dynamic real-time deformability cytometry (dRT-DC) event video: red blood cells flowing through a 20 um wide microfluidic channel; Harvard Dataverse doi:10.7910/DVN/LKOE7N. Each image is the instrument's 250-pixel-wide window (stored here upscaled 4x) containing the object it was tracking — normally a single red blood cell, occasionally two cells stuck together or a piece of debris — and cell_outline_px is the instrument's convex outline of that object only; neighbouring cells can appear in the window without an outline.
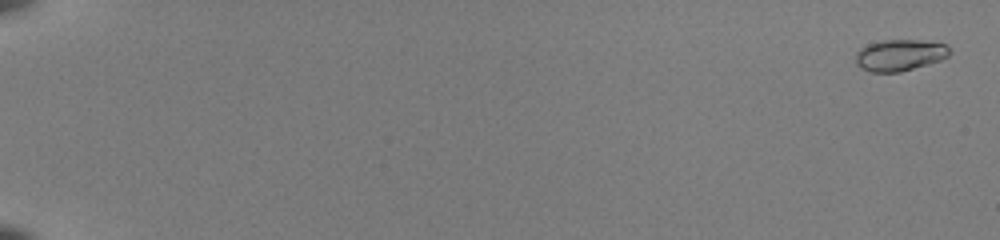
{"species": "common noctule bat (a hibernating species)", "species_latin": "Nyctalus noctula", "temperature_condition": "room temperature", "stored_images_in_passage": 55, "camera_frame_rate_fps": 3000, "um_per_image_px": 0.085, "animal": {"sex": "female", "body_mass_g": 22.0, "forearm_length_mm": 56.7}, "frame": {"image": 1, "passage_image": 2, "time_ms": 0.333, "image_size_px": [1000, 240], "cell_outline_px": [[952, 52], [948, 56], [940, 60], [928, 64], [900, 72], [872, 72], [860, 68], [856, 64], [856, 52], [860, 48], [868, 44], [884, 40], [920, 40], [948, 44]], "centroid_in_image_um": [76.5, 4.68], "position_along_channel_um": 8.5, "area_um2": 17.34}}
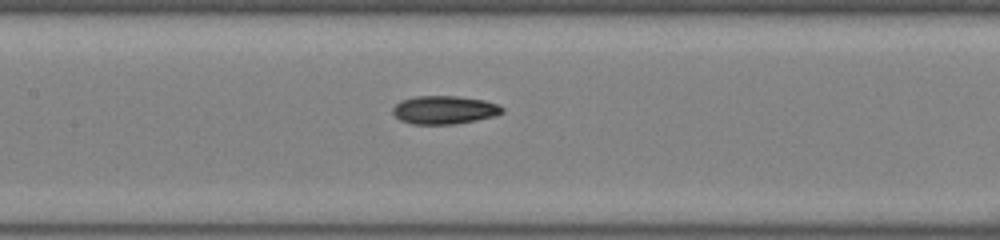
{"frame": {"image": 2, "passage_image": 30, "time_ms": 9.667, "image_size_px": [1000, 240], "cell_outline_px": [[504, 112], [496, 116], [456, 124], [412, 124], [400, 120], [392, 112], [392, 108], [400, 100], [416, 96], [456, 96], [484, 100], [500, 104], [504, 108]], "centroid_in_image_um": [37.79, 9.34], "position_along_channel_um": 169.6, "area_um2": 18.21}}
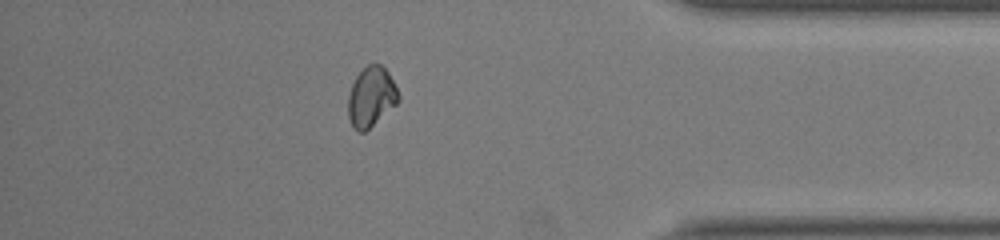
{"frame": {"image": 3, "passage_image": 49, "time_ms": 16.0, "image_size_px": [1000, 240], "cell_outline_px": [[400, 100], [396, 104], [364, 132], [356, 132], [348, 116], [348, 96], [352, 84], [356, 76], [368, 64], [380, 64], [388, 72], [400, 96]], "centroid_in_image_um": [31.54, 8.23], "position_along_channel_um": 403.7, "area_um2": 17.28}, "authors_computed_cell_mechanics": {"area_um2": 17.2822, "velocity_mm_per_s": 4.0112, "shape_relaxation_time_tau1_ms": 6.2942, "shape_relaxation_time_tau2_ms": 2.18, "deformation_change_tau1": 0.1667, "deformation_change_tau2": 0.0538}}